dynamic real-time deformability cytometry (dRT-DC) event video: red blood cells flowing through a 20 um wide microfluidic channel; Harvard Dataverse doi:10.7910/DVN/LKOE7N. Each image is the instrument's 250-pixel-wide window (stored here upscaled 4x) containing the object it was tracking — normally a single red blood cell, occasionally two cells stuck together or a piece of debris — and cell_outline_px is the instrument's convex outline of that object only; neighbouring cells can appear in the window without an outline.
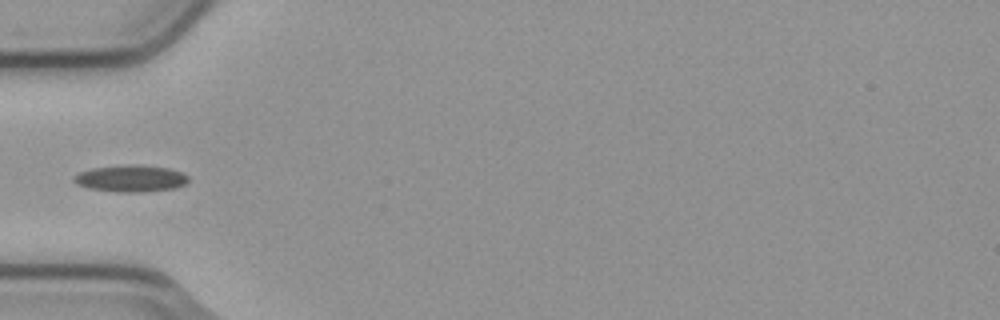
{"species": "common noctule bat (a hibernating species)", "species_latin": "Nyctalus noctula", "temperature_condition": "cold", "stored_images_in_passage": 6, "camera_frame_rate_fps": 3000, "um_per_image_px": 0.085, "animal": {"sex": "male", "body_mass_g": 23.1, "forearm_length_mm": 52.7}, "frame": {"image": 1, "passage_image": 6, "time_ms": 1.667, "image_size_px": [1000, 320], "cell_outline_px": [[188, 180], [184, 184], [176, 188], [140, 192], [116, 192], [88, 188], [76, 184], [72, 180], [80, 172], [92, 168], [168, 168], [180, 172], [188, 176]], "centroid_in_image_um": [11.1, 15.24], "position_along_channel_um": 73.9, "area_um2": 16.59}}